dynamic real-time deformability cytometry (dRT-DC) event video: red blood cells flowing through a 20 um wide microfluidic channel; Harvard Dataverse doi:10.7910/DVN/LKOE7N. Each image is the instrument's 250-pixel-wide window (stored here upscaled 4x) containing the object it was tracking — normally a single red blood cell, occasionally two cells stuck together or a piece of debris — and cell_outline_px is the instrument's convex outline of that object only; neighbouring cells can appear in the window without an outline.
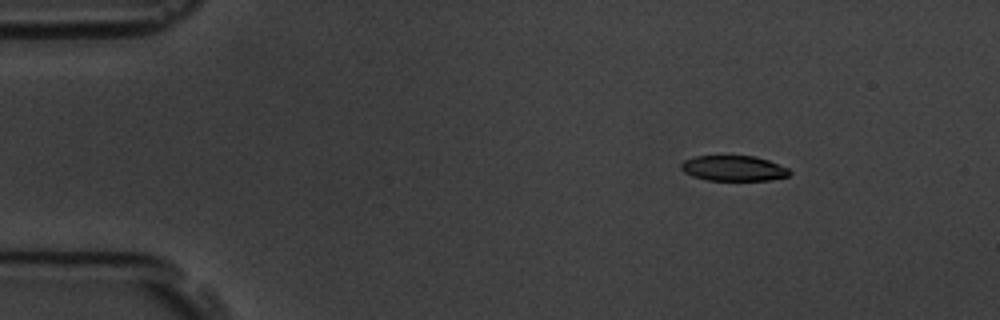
{"species": "common noctule bat (a hibernating species)", "species_latin": "Nyctalus noctula", "temperature_condition": "room temperature", "stored_images_in_passage": 11, "camera_frame_rate_fps": 3000, "um_per_image_px": 0.085, "animal": {"sex": "male", "body_mass_g": 19.5, "forearm_length_mm": 54.6}, "frame": {"image": 1, "passage_image": 1, "time_ms": 0.0, "image_size_px": [1000, 320], "cell_outline_px": [[792, 172], [788, 176], [768, 180], [708, 180], [692, 176], [684, 172], [680, 168], [680, 164], [684, 160], [696, 156], [756, 156], [768, 160], [788, 168]], "centroid_in_image_um": [62.34, 14.3], "position_along_channel_um": 22.7, "area_um2": 16.01}}
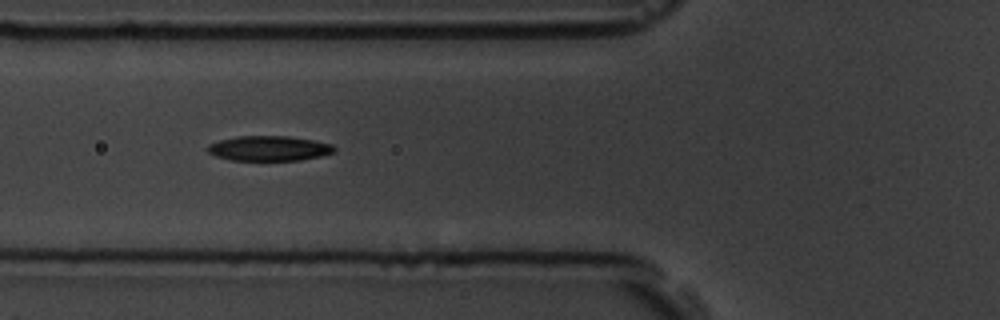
{"frame": {"image": 2, "passage_image": 4, "time_ms": 4.333, "image_size_px": [1000, 320], "cell_outline_px": [[336, 148], [332, 152], [320, 156], [300, 160], [228, 160], [216, 156], [208, 152], [208, 144], [220, 140], [236, 136], [288, 136], [312, 140], [332, 144]], "centroid_in_image_um": [22.84, 12.61], "position_along_channel_um": 103.0, "area_um2": 18.32}}
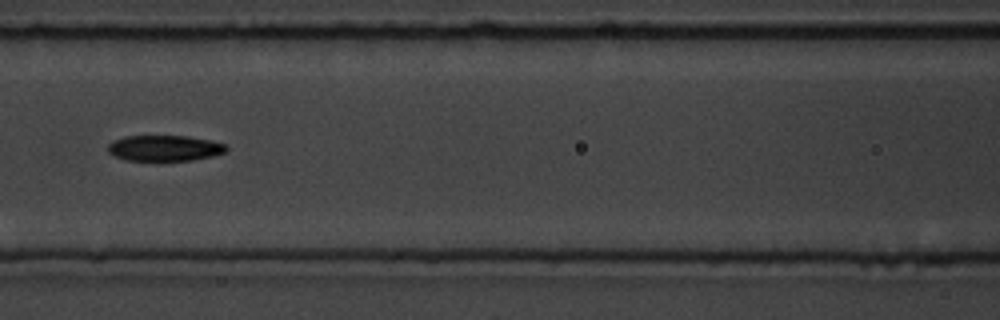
{"frame": {"image": 3, "passage_image": 5, "time_ms": 5.667, "image_size_px": [1000, 320], "cell_outline_px": [[228, 148], [224, 152], [212, 156], [192, 160], [128, 160], [116, 156], [108, 152], [108, 144], [112, 140], [124, 136], [188, 136], [208, 140], [224, 144]], "centroid_in_image_um": [13.95, 12.58], "position_along_channel_um": 152.6, "area_um2": 17.57}, "authors_computed_cell_mechanics": {"area_um2": 18.3226, "velocity_mm_per_s": 3.7094, "shape_relaxation_time_tau1_ms": 3.9477, "shape_relaxation_time_tau2_ms": 3.8016, "deformation_change_tau1": 0.1434, "deformation_change_tau2": 0.1077}}